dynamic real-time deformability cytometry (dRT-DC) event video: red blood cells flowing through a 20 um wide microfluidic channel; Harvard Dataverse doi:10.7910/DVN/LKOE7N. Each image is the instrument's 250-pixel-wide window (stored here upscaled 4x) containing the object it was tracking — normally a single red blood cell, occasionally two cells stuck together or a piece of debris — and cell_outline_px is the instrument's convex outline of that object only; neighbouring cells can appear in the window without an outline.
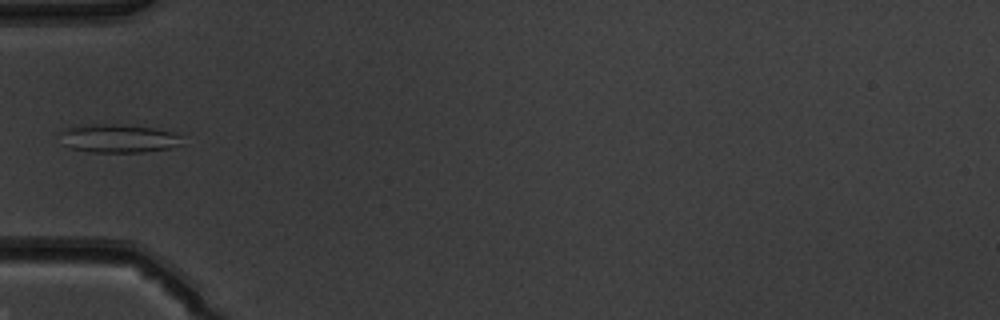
{"species": "common noctule bat (a hibernating species)", "species_latin": "Nyctalus noctula", "temperature_condition": "warm", "stored_images_in_passage": 34, "camera_frame_rate_fps": 3000, "um_per_image_px": 0.085, "animal": {"sex": "male", "body_mass_g": 19.5, "forearm_length_mm": 54.6}, "frame": {"image": 1, "passage_image": 1, "time_ms": 0.0, "image_size_px": [1000, 320], "cell_outline_px": [[180, 144], [168, 148], [144, 152], [88, 152], [72, 148], [64, 144], [60, 132], [68, 128], [92, 124], [116, 124], [152, 128], [172, 132], [180, 136]], "centroid_in_image_um": [10.04, 11.77], "position_along_channel_um": 75.0, "area_um2": 19.77}}
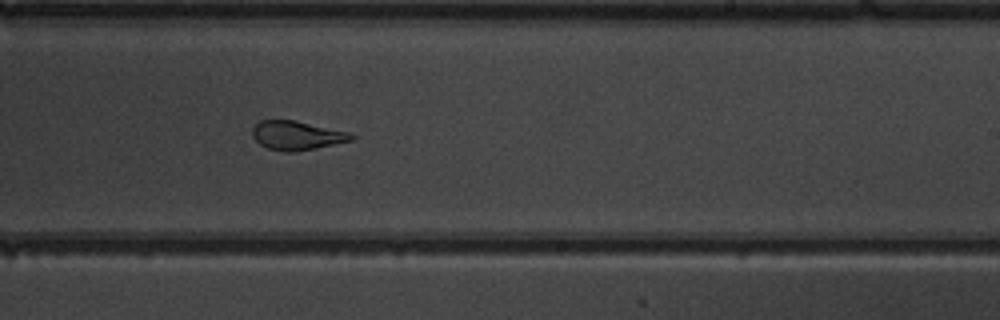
{"frame": {"image": 2, "passage_image": 15, "time_ms": 4.667, "image_size_px": [1000, 320], "cell_outline_px": [[356, 136], [352, 140], [316, 148], [296, 152], [284, 152], [268, 148], [260, 144], [252, 136], [252, 128], [260, 120], [292, 120], [348, 132]], "centroid_in_image_um": [25.2, 11.52], "position_along_channel_um": 263.8, "area_um2": 16.53}}
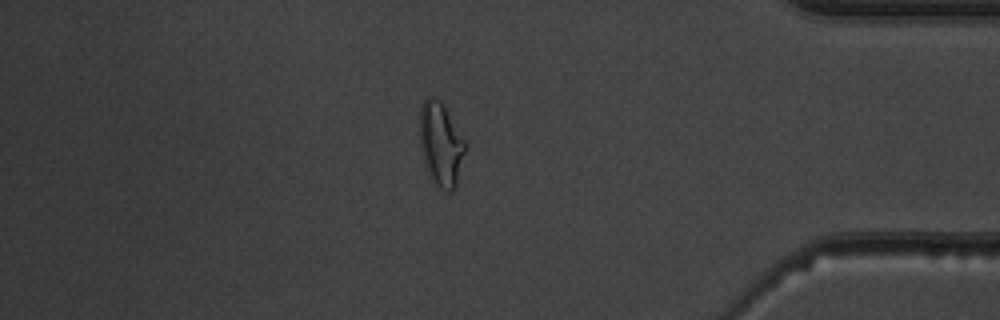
{"frame": {"image": 3, "passage_image": 27, "time_ms": 8.667, "image_size_px": [1000, 320], "cell_outline_px": [[468, 144], [456, 184], [452, 188], [440, 188], [432, 180], [428, 172], [420, 148], [420, 108], [424, 100], [428, 96], [440, 100], [444, 104]], "centroid_in_image_um": [37.49, 12.18], "position_along_channel_um": 397.7, "area_um2": 22.08}}